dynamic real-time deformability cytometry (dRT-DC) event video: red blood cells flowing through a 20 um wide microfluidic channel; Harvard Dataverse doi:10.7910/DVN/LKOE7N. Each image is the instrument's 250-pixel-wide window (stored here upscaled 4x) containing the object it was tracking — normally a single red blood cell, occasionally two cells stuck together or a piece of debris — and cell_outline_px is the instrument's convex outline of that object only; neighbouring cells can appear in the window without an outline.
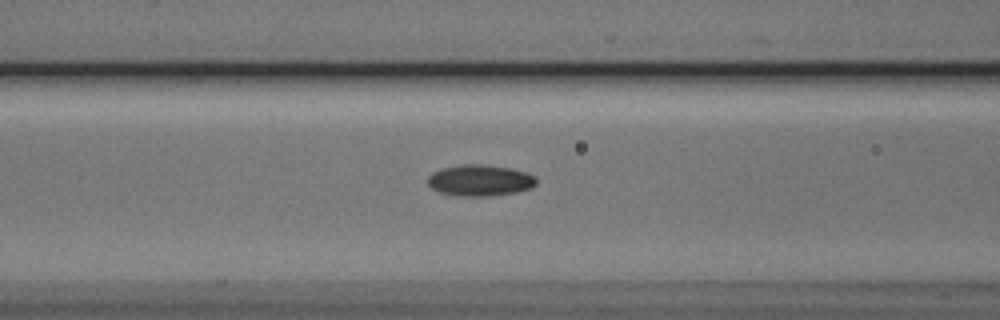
{"species": "Egyptian fruit bat (a non-hibernating species)", "species_latin": "Rousettus aegyptiacus", "temperature_condition": "cold", "stored_images_in_passage": 6, "camera_frame_rate_fps": 3000, "um_per_image_px": 0.085, "animal": {"sex": "male"}, "frame": {"image": 1, "passage_image": 6, "time_ms": 6.667, "image_size_px": [1000, 320], "cell_outline_px": [[536, 184], [532, 188], [516, 192], [488, 196], [460, 196], [440, 192], [432, 188], [428, 184], [428, 176], [432, 172], [440, 168], [464, 164], [484, 164], [512, 168], [536, 176]], "centroid_in_image_um": [40.8, 15.32], "position_along_channel_um": 125.8, "area_um2": 19.88}}